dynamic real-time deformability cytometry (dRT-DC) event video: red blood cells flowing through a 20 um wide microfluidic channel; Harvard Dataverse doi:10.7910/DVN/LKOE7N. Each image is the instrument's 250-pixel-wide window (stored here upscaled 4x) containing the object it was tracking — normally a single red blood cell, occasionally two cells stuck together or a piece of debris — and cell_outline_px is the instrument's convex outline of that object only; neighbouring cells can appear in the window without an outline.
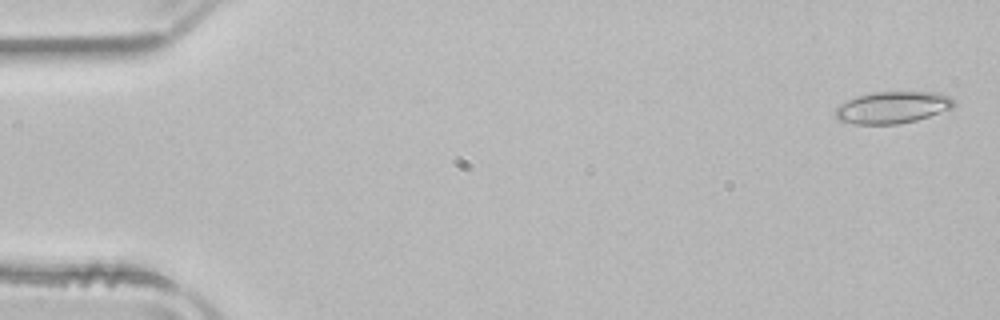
{"species": "common noctule bat (a hibernating species)", "species_latin": "Nyctalus noctula", "temperature_condition": "room temperature", "stored_images_in_passage": 52, "camera_frame_rate_fps": 3000, "um_per_image_px": 0.085, "animal": {"sex": "male", "body_mass_g": 21.5, "forearm_length_mm": 52.0}, "frame": {"image": 1, "passage_image": 2, "time_ms": 0.333, "image_size_px": [1000, 320], "cell_outline_px": [[956, 104], [952, 108], [916, 120], [896, 124], [856, 124], [836, 120], [836, 108], [840, 104], [856, 96], [872, 92], [940, 92], [948, 96]], "centroid_in_image_um": [75.84, 9.12], "position_along_channel_um": 9.2, "area_um2": 21.91}}
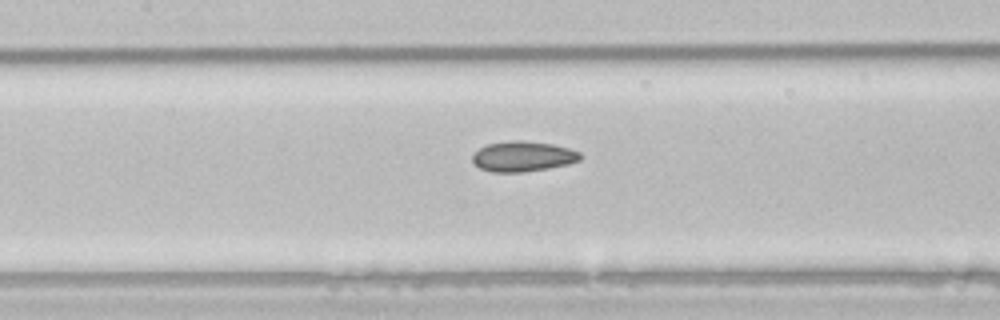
{"frame": {"image": 2, "passage_image": 24, "time_ms": 7.667, "image_size_px": [1000, 320], "cell_outline_px": [[580, 160], [568, 164], [548, 168], [524, 172], [492, 172], [480, 168], [472, 160], [472, 156], [480, 148], [488, 144], [508, 140], [524, 140], [552, 144], [568, 148], [580, 152]], "centroid_in_image_um": [44.45, 13.29], "position_along_channel_um": 163.0, "area_um2": 18.96}}
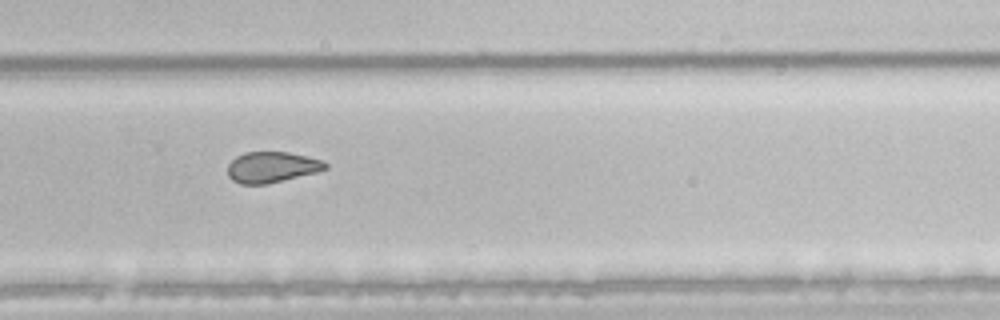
{"frame": {"image": 3, "passage_image": 35, "time_ms": 11.333, "image_size_px": [1000, 320], "cell_outline_px": [[328, 168], [316, 172], [268, 184], [240, 184], [232, 180], [228, 176], [228, 164], [236, 156], [244, 152], [288, 152], [324, 160], [328, 164]], "centroid_in_image_um": [23.1, 14.2], "position_along_channel_um": 306.7, "area_um2": 17.63}, "authors_computed_cell_mechanics": {"area_um2": 20.3167, "velocity_mm_per_s": 3.9459, "shape_relaxation_time_tau1_ms": null, "shape_relaxation_time_tau2_ms": 2.6276, "deformation_change_tau1": null, "deformation_change_tau2": 0.0858}}